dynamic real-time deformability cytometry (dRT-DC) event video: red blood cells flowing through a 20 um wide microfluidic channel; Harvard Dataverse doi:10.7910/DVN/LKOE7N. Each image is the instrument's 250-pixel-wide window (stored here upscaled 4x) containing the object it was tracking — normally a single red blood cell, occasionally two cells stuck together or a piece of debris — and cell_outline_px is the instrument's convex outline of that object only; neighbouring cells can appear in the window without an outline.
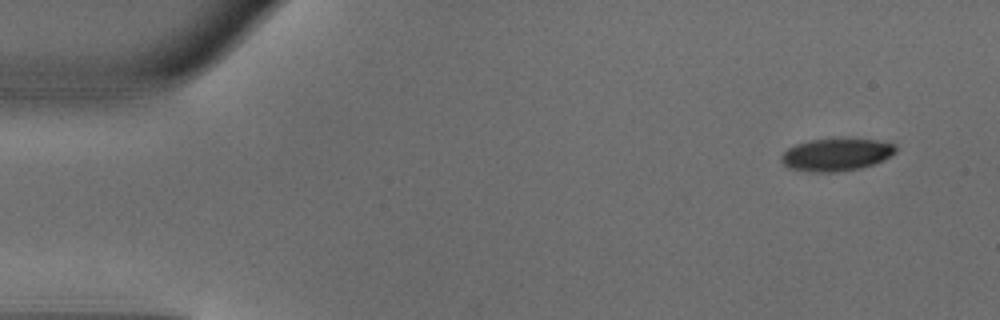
{"species": "common noctule bat (a hibernating species)", "species_latin": "Nyctalus noctula", "temperature_condition": "warm", "stored_images_in_passage": 46, "camera_frame_rate_fps": 3000, "um_per_image_px": 0.085, "animal": {"sex": "male", "body_mass_g": 18.8}, "frame": {"image": 1, "passage_image": 1, "time_ms": 0.0, "image_size_px": [1000, 320], "cell_outline_px": [[896, 152], [884, 160], [860, 168], [836, 172], [812, 172], [788, 168], [780, 160], [780, 156], [788, 148], [796, 144], [812, 140], [876, 140], [896, 144]], "centroid_in_image_um": [71.07, 13.17], "position_along_channel_um": 13.9, "area_um2": 21.33}}
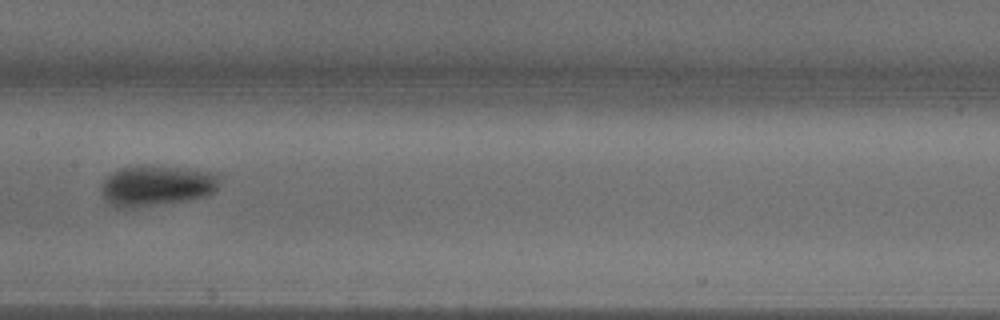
{"frame": {"image": 2, "passage_image": 22, "time_ms": 7.0, "image_size_px": [1000, 320], "cell_outline_px": [[220, 176], [216, 188], [208, 196], [184, 200], [132, 208], [116, 208], [108, 204], [104, 200], [100, 192], [100, 188], [104, 180], [112, 172], [120, 168], [144, 164], [216, 172]], "centroid_in_image_um": [13.25, 15.77], "position_along_channel_um": 194.2, "area_um2": 28.26}}
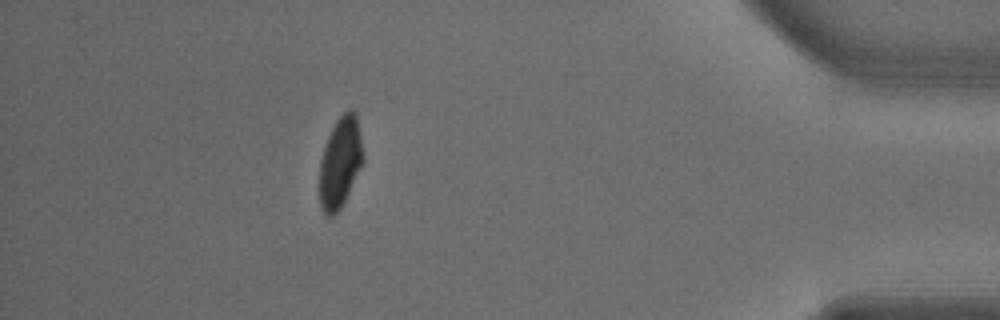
{"frame": {"image": 3, "passage_image": 41, "time_ms": 13.333, "image_size_px": [1000, 320], "cell_outline_px": [[364, 160], [340, 208], [332, 216], [324, 216], [320, 208], [320, 160], [328, 136], [336, 120], [344, 112], [352, 108], [356, 112], [364, 156]], "centroid_in_image_um": [28.91, 13.79], "position_along_channel_um": 406.3, "area_um2": 22.83}, "authors_computed_cell_mechanics": {"area_um2": 24.8251, "velocity_mm_per_s": 4.1391, "shape_relaxation_time_tau1_ms": 3.9276, "shape_relaxation_time_tau2_ms": 7.0455, "deformation_change_tau1": 0.1684, "deformation_change_tau2": 0.0568}}